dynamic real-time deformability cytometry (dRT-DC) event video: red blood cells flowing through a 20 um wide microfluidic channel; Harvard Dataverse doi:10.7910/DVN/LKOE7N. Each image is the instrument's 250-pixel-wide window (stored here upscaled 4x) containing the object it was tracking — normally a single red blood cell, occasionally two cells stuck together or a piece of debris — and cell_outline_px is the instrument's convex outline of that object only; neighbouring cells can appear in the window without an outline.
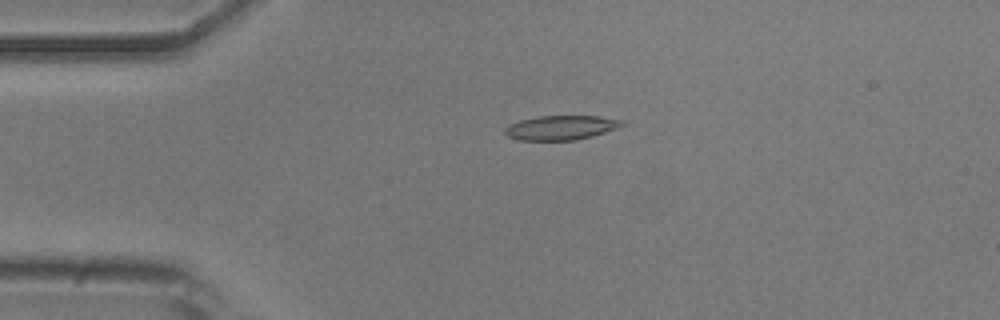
{"species": "common noctule bat (a hibernating species)", "species_latin": "Nyctalus noctula", "temperature_condition": "room temperature", "stored_images_in_passage": 53, "camera_frame_rate_fps": 3000, "um_per_image_px": 0.085, "animal": {"sex": "male", "body_mass_g": 20.5, "forearm_length_mm": 52.5}, "frame": {"image": 1, "passage_image": 12, "time_ms": 3.667, "image_size_px": [1000, 320], "cell_outline_px": [[624, 124], [616, 128], [592, 136], [576, 140], [520, 140], [508, 136], [504, 132], [504, 128], [520, 120], [540, 116], [600, 116], [624, 120]], "centroid_in_image_um": [47.69, 10.85], "position_along_channel_um": 37.3, "area_um2": 16.47}}
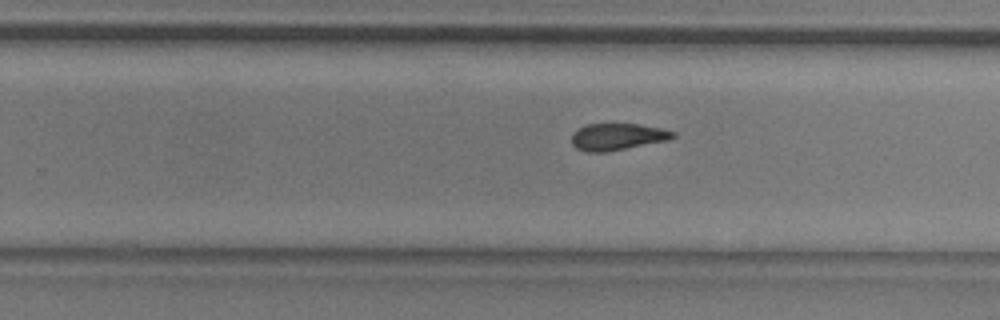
{"frame": {"image": 2, "passage_image": 33, "time_ms": 10.667, "image_size_px": [1000, 320], "cell_outline_px": [[676, 136], [668, 140], [608, 152], [584, 152], [576, 148], [572, 144], [572, 132], [588, 124], [636, 124], [664, 128], [676, 132]], "centroid_in_image_um": [52.49, 11.63], "position_along_channel_um": 277.3, "area_um2": 15.95}}
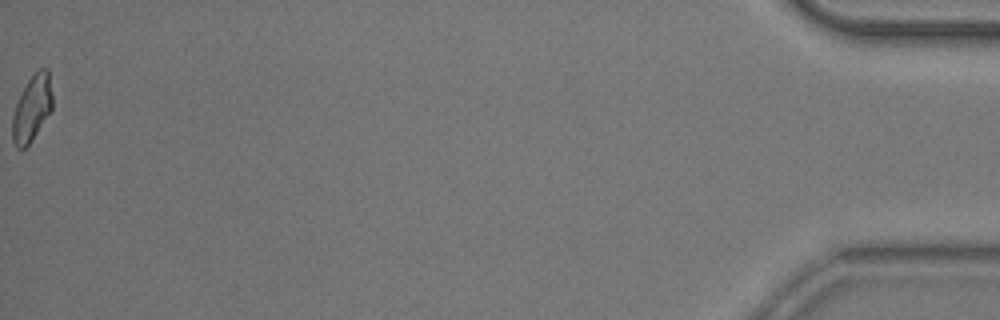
{"frame": {"image": 3, "passage_image": 53, "time_ms": 17.333, "image_size_px": [1000, 320], "cell_outline_px": [[52, 108], [32, 140], [24, 148], [16, 148], [12, 140], [12, 116], [20, 92], [28, 80], [40, 68], [48, 68], [52, 96]], "centroid_in_image_um": [2.7, 9.2], "position_along_channel_um": 432.5, "area_um2": 15.26}, "authors_computed_cell_mechanics": {"area_um2": 16.5886, "velocity_mm_per_s": 3.859, "shape_relaxation_time_tau1_ms": 4.0514, "shape_relaxation_time_tau2_ms": 2.9241, "deformation_change_tau1": 0.1587, "deformation_change_tau2": 0.081}}